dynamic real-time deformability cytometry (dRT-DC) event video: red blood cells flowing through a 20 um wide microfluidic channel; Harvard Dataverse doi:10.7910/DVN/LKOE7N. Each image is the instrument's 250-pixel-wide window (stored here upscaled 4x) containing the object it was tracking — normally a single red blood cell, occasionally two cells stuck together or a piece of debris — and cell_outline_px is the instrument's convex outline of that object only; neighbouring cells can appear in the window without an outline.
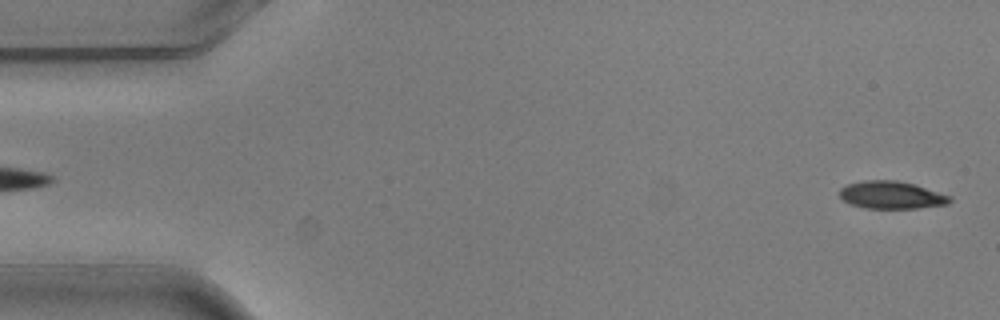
{"species": "common noctule bat (a hibernating species)", "species_latin": "Nyctalus noctula", "temperature_condition": "warm", "stored_images_in_passage": 6, "segment_of_instrument_passage": [2, 2], "camera_frame_rate_fps": 3000, "um_per_image_px": 0.085, "animal": {"sex": "male", "body_mass_g": 20.5, "forearm_length_mm": 52.5}, "frame": {"image": 1, "passage_image": 6, "time_ms": 1.667, "image_size_px": [1000, 320], "cell_outline_px": [[952, 200], [948, 204], [916, 208], [864, 208], [848, 204], [840, 196], [840, 188], [848, 184], [864, 180], [896, 180], [916, 184], [952, 196]], "centroid_in_image_um": [75.79, 16.57], "position_along_channel_um": 9.2, "area_um2": 17.86}}